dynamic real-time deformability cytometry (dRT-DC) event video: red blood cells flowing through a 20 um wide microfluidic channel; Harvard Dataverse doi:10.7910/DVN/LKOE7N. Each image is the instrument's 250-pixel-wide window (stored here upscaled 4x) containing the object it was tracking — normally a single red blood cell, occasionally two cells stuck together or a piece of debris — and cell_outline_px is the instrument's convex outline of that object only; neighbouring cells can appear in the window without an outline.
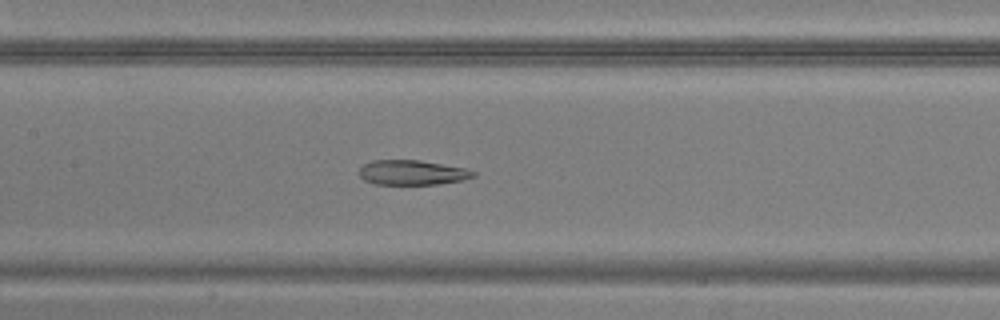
{"species": "common noctule bat (a hibernating species)", "species_latin": "Nyctalus noctula", "temperature_condition": "warm", "stored_images_in_passage": 40, "camera_frame_rate_fps": 3000, "um_per_image_px": 0.085, "animal": {"sex": "male", "body_mass_g": 20.5, "forearm_length_mm": 52.5}, "frame": {"image": 1, "passage_image": 23, "time_ms": 7.333, "image_size_px": [1000, 320], "cell_outline_px": [[476, 176], [464, 180], [436, 184], [376, 184], [364, 180], [360, 176], [360, 168], [364, 164], [372, 160], [420, 160], [464, 168], [476, 172]], "centroid_in_image_um": [35.05, 14.66], "position_along_channel_um": 172.4, "area_um2": 16.42}}
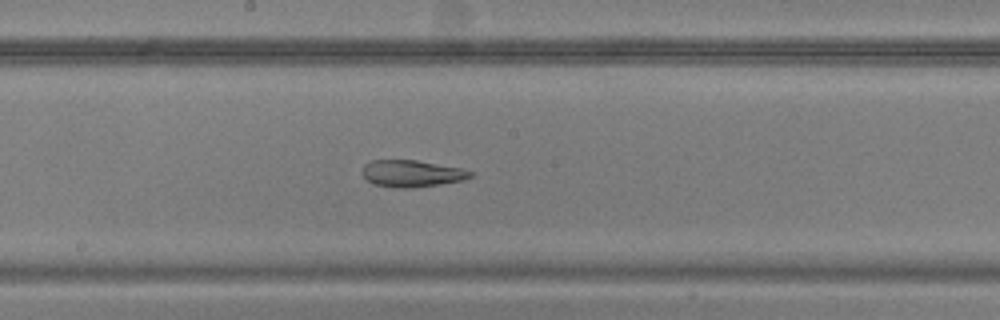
{"frame": {"image": 2, "passage_image": 26, "time_ms": 8.333, "image_size_px": [1000, 320], "cell_outline_px": [[472, 176], [464, 180], [440, 184], [412, 188], [396, 188], [376, 184], [368, 180], [360, 172], [364, 164], [372, 160], [416, 160], [460, 168], [472, 172]], "centroid_in_image_um": [34.97, 14.75], "position_along_channel_um": 213.2, "area_um2": 16.82}}
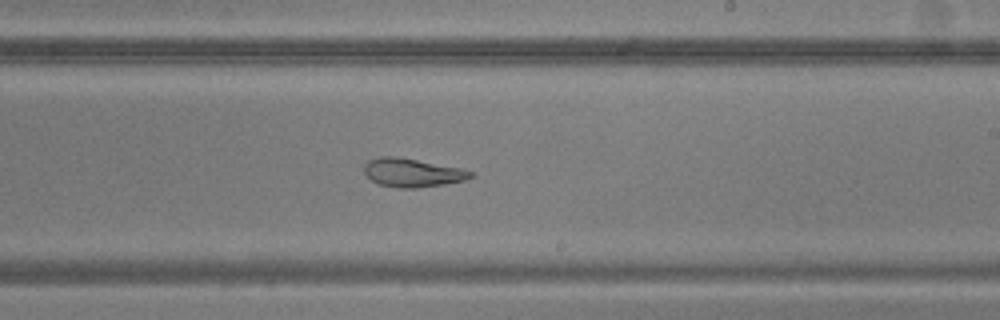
{"frame": {"image": 3, "passage_image": 29, "time_ms": 9.333, "image_size_px": [1000, 320], "cell_outline_px": [[476, 176], [464, 180], [444, 184], [416, 188], [396, 188], [380, 184], [372, 180], [364, 172], [364, 164], [368, 160], [380, 156], [396, 156], [460, 168], [472, 172]], "centroid_in_image_um": [35.03, 14.67], "position_along_channel_um": 254.0, "area_um2": 17.63}}